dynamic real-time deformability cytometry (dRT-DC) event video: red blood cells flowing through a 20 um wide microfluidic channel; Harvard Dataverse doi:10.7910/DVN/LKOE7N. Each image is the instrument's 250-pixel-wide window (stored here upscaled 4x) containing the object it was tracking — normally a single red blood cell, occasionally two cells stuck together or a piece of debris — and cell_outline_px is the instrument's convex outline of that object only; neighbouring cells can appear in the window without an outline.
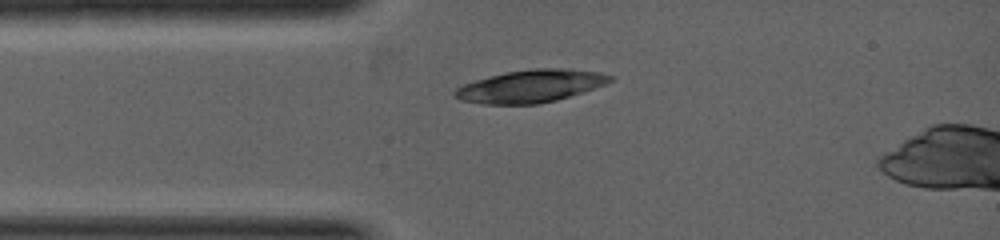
{"species": "common noctule bat (a hibernating species)", "species_latin": "Nyctalus noctula", "temperature_condition": "warm", "stored_images_in_passage": 1, "camera_frame_rate_fps": 5000, "um_per_image_px": 0.085, "animal": {"sex": "female", "body_mass_g": 19.0, "forearm_length_mm": 53.3}, "frame": {"image": 1, "passage_image": 1, "time_ms": 0.0, "image_size_px": [1000, 240], "cell_outline_px": [[616, 76], [612, 80], [604, 84], [584, 92], [556, 100], [536, 104], [484, 104], [460, 100], [452, 92], [456, 88], [464, 84], [476, 80], [508, 72], [536, 68], [568, 68], [596, 72]], "centroid_in_image_um": [45.12, 7.32], "position_along_channel_um": 39.9, "area_um2": 29.19}}